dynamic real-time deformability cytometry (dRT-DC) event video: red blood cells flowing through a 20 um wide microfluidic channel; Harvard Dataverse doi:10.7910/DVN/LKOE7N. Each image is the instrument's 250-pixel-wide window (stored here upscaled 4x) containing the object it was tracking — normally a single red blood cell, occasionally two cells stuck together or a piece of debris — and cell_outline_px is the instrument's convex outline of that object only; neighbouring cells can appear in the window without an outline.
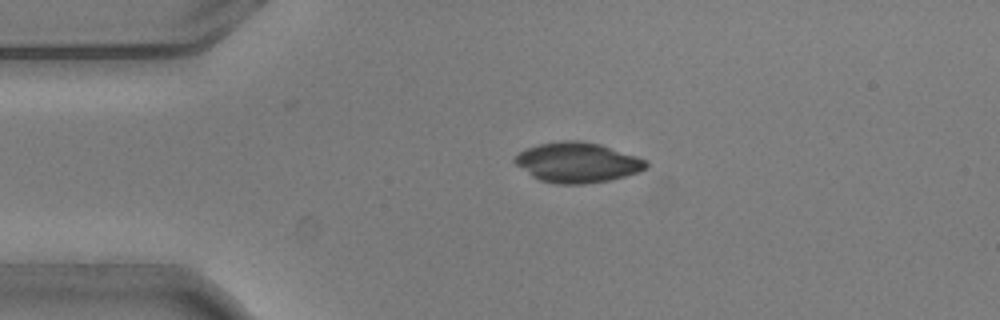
{"species": "common noctule bat (a hibernating species)", "species_latin": "Nyctalus noctula", "temperature_condition": "warm", "stored_images_in_passage": 5, "camera_frame_rate_fps": 3000, "um_per_image_px": 0.085, "animal": {"sex": "male", "body_mass_g": 20.5, "forearm_length_mm": 52.5}, "frame": {"image": 1, "passage_image": 4, "time_ms": 1.0, "image_size_px": [1000, 320], "cell_outline_px": [[648, 168], [640, 172], [608, 180], [584, 184], [556, 184], [540, 180], [532, 176], [516, 164], [512, 160], [520, 152], [528, 148], [540, 144], [560, 140], [580, 140], [600, 144], [636, 156], [644, 160], [648, 164]], "centroid_in_image_um": [49.08, 13.81], "position_along_channel_um": 35.9, "area_um2": 30.52}}